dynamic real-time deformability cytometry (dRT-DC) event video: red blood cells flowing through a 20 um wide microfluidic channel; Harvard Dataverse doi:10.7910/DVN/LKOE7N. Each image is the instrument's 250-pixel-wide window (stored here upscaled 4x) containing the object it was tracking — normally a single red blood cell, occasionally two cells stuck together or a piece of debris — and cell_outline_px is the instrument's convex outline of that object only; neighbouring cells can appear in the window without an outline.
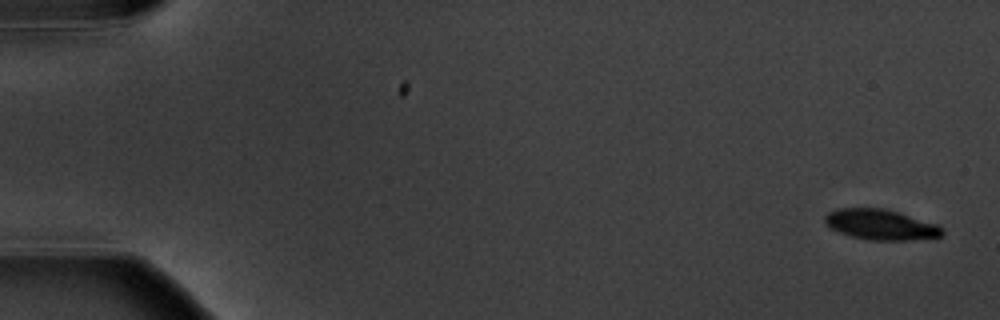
{"species": "common noctule bat (a hibernating species)", "species_latin": "Nyctalus noctula", "temperature_condition": "warm", "stored_images_in_passage": 7, "camera_frame_rate_fps": 3000, "um_per_image_px": 0.085, "animal": {"sex": "male", "body_mass_g": 20.1, "forearm_length_mm": 53.5}, "frame": {"image": 1, "passage_image": 1, "time_ms": 0.0, "image_size_px": [1000, 320], "cell_outline_px": [[944, 232], [940, 236], [908, 240], [868, 240], [852, 236], [828, 228], [824, 224], [824, 216], [828, 212], [836, 208], [884, 208], [900, 212], [940, 224], [944, 228]], "centroid_in_image_um": [74.86, 19.08], "position_along_channel_um": 10.1, "area_um2": 21.15}}